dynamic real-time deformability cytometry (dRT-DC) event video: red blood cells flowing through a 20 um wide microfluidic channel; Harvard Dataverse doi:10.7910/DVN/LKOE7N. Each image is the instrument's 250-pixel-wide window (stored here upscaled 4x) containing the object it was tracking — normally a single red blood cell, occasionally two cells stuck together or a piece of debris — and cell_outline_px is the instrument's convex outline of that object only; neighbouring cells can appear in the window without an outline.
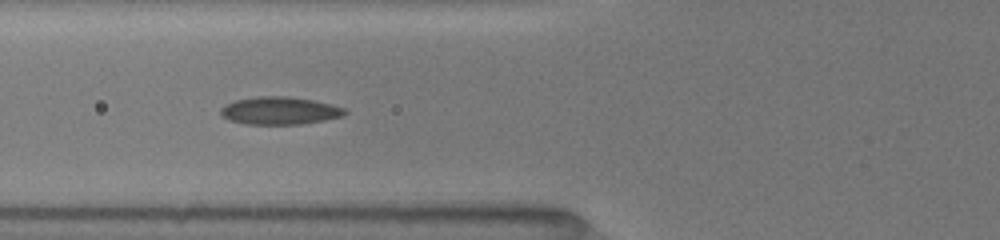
{"species": "common noctule bat (a hibernating species)", "species_latin": "Nyctalus noctula", "temperature_condition": "room temperature", "stored_images_in_passage": 38, "camera_frame_rate_fps": 3000, "um_per_image_px": 0.085, "animal": {"sex": "female", "body_mass_g": 19.5, "forearm_length_mm": 54.1}, "frame": {"image": 1, "passage_image": 17, "time_ms": 6.333, "image_size_px": [1000, 240], "cell_outline_px": [[348, 112], [344, 116], [324, 120], [300, 124], [244, 124], [228, 120], [220, 112], [220, 108], [224, 104], [236, 100], [256, 96], [288, 96], [312, 100], [344, 108]], "centroid_in_image_um": [23.74, 9.41], "position_along_channel_um": 102.1, "area_um2": 20.0}}
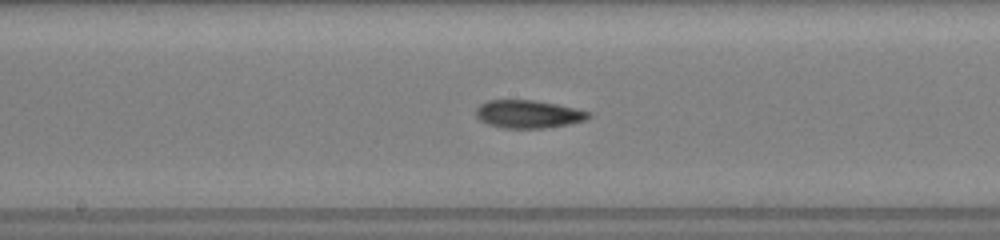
{"frame": {"image": 2, "passage_image": 24, "time_ms": 7.667, "image_size_px": [1000, 240], "cell_outline_px": [[592, 116], [584, 120], [568, 124], [544, 128], [504, 128], [488, 124], [480, 120], [476, 116], [476, 108], [480, 104], [488, 100], [532, 100], [556, 104], [576, 108], [592, 112]], "centroid_in_image_um": [44.91, 9.7], "position_along_channel_um": 203.3, "area_um2": 18.32}}